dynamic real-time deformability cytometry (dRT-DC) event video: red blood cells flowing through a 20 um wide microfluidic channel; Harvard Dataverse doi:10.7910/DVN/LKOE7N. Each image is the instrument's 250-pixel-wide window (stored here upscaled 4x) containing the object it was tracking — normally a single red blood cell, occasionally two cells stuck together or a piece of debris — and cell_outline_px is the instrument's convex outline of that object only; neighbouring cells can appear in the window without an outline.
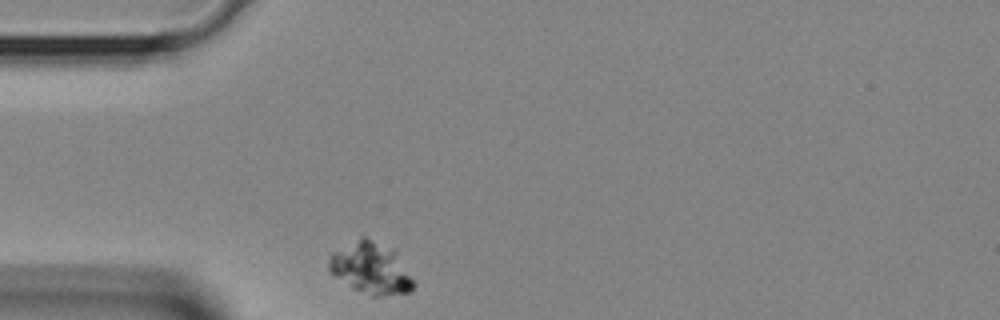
{"species": "Egyptian fruit bat (a non-hibernating species)", "species_latin": "Rousettus aegyptiacus", "temperature_condition": "room temperature", "stored_images_in_passage": 25, "camera_frame_rate_fps": 3000, "um_per_image_px": 0.085, "animal": {"sex": "female"}, "frame": {"image": 1, "passage_image": 1, "time_ms": 0.0, "image_size_px": [1000, 320], "cell_outline_px": [[416, 284], [412, 292], [380, 296], [372, 296], [352, 288], [328, 272], [328, 260], [332, 252], [360, 236], [364, 236], [396, 252]], "centroid_in_image_um": [31.5, 22.82], "position_along_channel_um": 53.5, "area_um2": 25.43}}
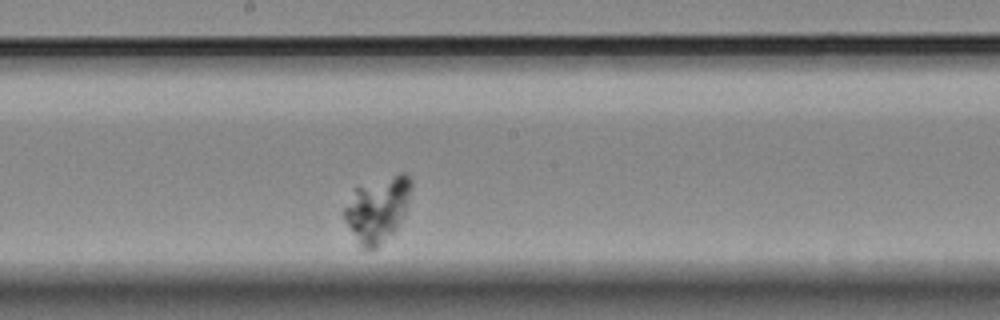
{"frame": {"image": 2, "passage_image": 13, "time_ms": 4.0, "image_size_px": [1000, 320], "cell_outline_px": [[412, 184], [404, 216], [396, 228], [376, 248], [368, 252], [364, 252], [360, 248], [344, 216], [344, 208], [356, 188], [400, 172], [404, 172], [412, 180]], "centroid_in_image_um": [32.1, 17.81], "position_along_channel_um": 216.1, "area_um2": 25.03}}
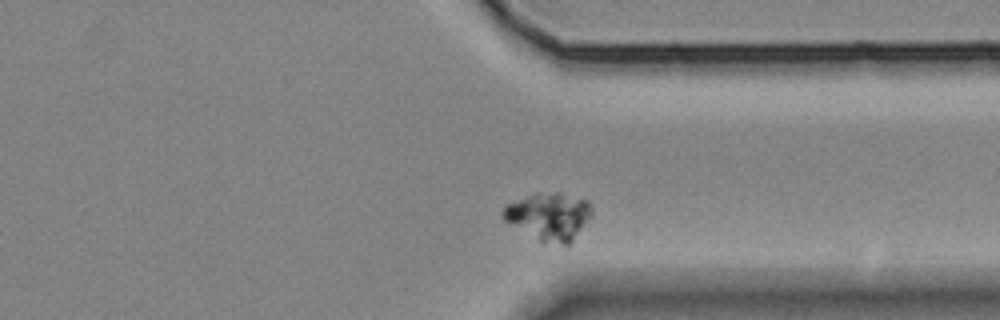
{"frame": {"image": 3, "passage_image": 23, "time_ms": 7.333, "image_size_px": [1000, 320], "cell_outline_px": [[592, 216], [572, 240], [568, 244], [540, 244], [504, 220], [504, 208], [508, 204], [528, 196], [556, 192], [588, 200], [592, 208]], "centroid_in_image_um": [46.69, 18.44], "position_along_channel_um": 364.7, "area_um2": 24.33}}